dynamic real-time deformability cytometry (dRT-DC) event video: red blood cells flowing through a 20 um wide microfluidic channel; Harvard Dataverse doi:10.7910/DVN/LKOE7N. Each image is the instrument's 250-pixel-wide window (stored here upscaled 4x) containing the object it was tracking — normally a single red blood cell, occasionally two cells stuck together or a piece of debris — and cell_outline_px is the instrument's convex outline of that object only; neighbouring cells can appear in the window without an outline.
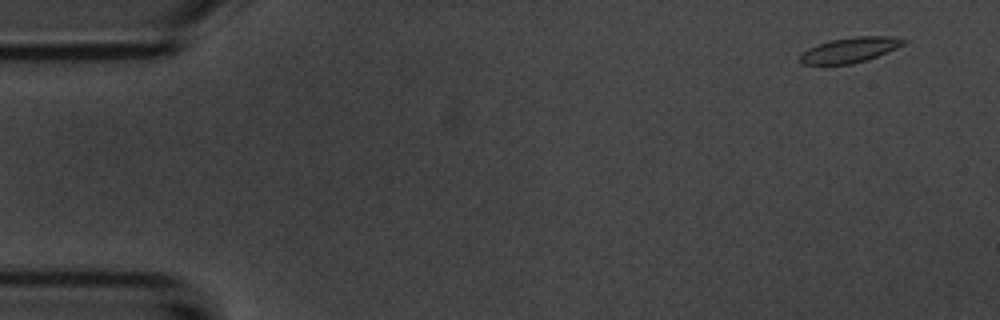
{"species": "common noctule bat (a hibernating species)", "species_latin": "Nyctalus noctula", "temperature_condition": "room temperature", "stored_images_in_passage": 5, "camera_frame_rate_fps": 3000, "um_per_image_px": 0.085, "animal": {"sex": "male", "body_mass_g": 20.1, "forearm_length_mm": 53.5}, "frame": {"image": 1, "passage_image": 1, "time_ms": 0.0, "image_size_px": [1000, 320], "cell_outline_px": [[908, 40], [904, 44], [888, 52], [852, 64], [800, 64], [800, 56], [808, 48], [816, 44], [828, 40], [856, 36], [892, 36]], "centroid_in_image_um": [72.24, 4.23], "position_along_channel_um": 12.8, "area_um2": 15.14}}
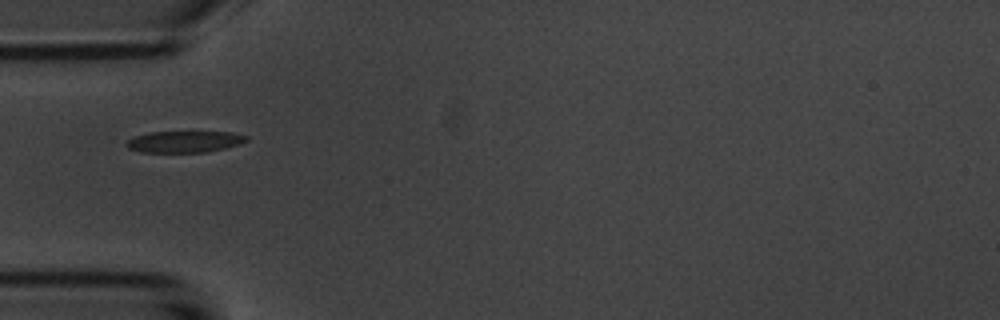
{"frame": {"image": 2, "passage_image": 5, "time_ms": 4.667, "image_size_px": [1000, 320], "cell_outline_px": [[248, 140], [240, 144], [228, 148], [208, 152], [140, 152], [128, 148], [124, 144], [128, 140], [136, 136], [148, 132], [232, 132], [248, 136]], "centroid_in_image_um": [15.71, 12.05], "position_along_channel_um": 69.3, "area_um2": 15.14}}